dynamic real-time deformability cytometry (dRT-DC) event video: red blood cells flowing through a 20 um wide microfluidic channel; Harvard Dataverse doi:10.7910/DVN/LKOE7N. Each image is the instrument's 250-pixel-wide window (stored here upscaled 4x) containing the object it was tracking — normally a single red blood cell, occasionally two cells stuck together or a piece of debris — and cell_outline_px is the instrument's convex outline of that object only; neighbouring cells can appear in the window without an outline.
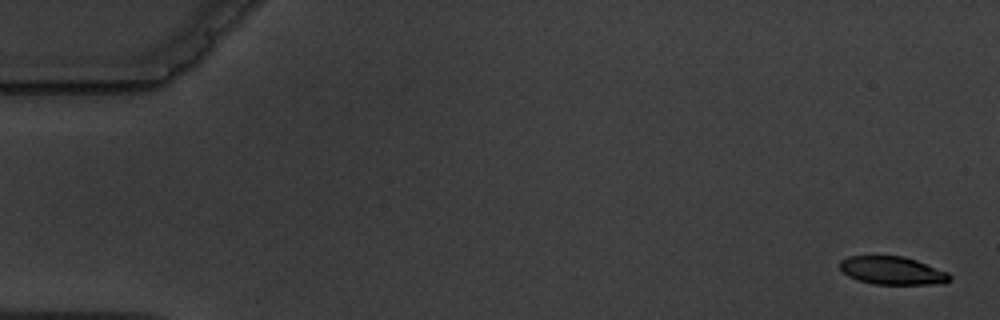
{"species": "common noctule bat (a hibernating species)", "species_latin": "Nyctalus noctula", "temperature_condition": "warm", "stored_images_in_passage": 6, "camera_frame_rate_fps": 3000, "um_per_image_px": 0.085, "animal": {"sex": "male", "body_mass_g": 19.5, "forearm_length_mm": 54.6}, "frame": {"image": 1, "passage_image": 1, "time_ms": 0.0, "image_size_px": [1000, 320], "cell_outline_px": [[952, 280], [944, 284], [872, 284], [856, 280], [848, 276], [840, 268], [840, 260], [848, 256], [904, 256], [916, 260], [948, 272], [952, 276]], "centroid_in_image_um": [75.87, 23.01], "position_along_channel_um": 9.1, "area_um2": 18.15}}